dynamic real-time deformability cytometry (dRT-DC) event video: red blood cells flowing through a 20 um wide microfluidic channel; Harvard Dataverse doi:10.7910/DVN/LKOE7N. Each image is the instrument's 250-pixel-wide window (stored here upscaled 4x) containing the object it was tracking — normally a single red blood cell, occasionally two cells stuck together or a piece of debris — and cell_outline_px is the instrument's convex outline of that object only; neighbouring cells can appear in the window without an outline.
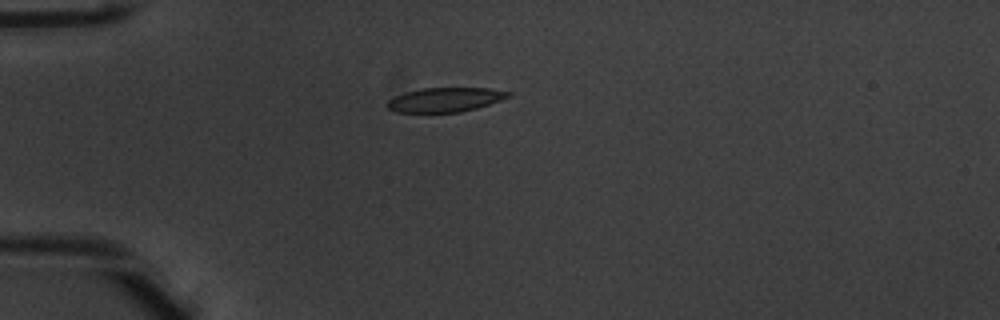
{"species": "common noctule bat (a hibernating species)", "species_latin": "Nyctalus noctula", "temperature_condition": "warm", "stored_images_in_passage": 3, "camera_frame_rate_fps": 3000, "um_per_image_px": 0.085, "animal": {"sex": "male", "body_mass_g": 20.1, "forearm_length_mm": 53.5}, "frame": {"image": 1, "passage_image": 2, "time_ms": 0.333, "image_size_px": [1000, 320], "cell_outline_px": [[512, 96], [476, 108], [460, 112], [396, 112], [388, 108], [384, 104], [388, 100], [404, 92], [420, 88], [488, 88], [512, 92]], "centroid_in_image_um": [37.82, 8.47], "position_along_channel_um": 47.2, "area_um2": 17.17}}